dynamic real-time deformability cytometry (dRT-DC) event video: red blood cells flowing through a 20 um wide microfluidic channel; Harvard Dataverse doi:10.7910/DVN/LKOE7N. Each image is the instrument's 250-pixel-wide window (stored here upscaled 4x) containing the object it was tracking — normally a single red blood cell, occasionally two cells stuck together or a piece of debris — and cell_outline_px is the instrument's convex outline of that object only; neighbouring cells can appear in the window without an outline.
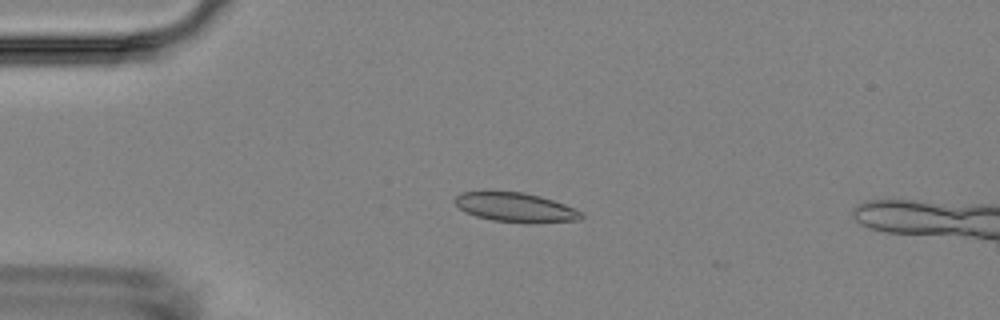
{"species": "Egyptian fruit bat (a non-hibernating species)", "species_latin": "Rousettus aegyptiacus", "temperature_condition": "room temperature", "stored_images_in_passage": 4, "camera_frame_rate_fps": 3000, "um_per_image_px": 0.085, "animal": {"sex": "female"}, "frame": {"image": 1, "passage_image": 3, "time_ms": 2.333, "image_size_px": [1000, 320], "cell_outline_px": [[584, 216], [580, 220], [528, 224], [492, 220], [476, 216], [464, 212], [456, 204], [456, 196], [460, 192], [524, 192], [540, 196], [564, 204], [584, 212]], "centroid_in_image_um": [43.87, 17.65], "position_along_channel_um": 41.1, "area_um2": 21.68}}